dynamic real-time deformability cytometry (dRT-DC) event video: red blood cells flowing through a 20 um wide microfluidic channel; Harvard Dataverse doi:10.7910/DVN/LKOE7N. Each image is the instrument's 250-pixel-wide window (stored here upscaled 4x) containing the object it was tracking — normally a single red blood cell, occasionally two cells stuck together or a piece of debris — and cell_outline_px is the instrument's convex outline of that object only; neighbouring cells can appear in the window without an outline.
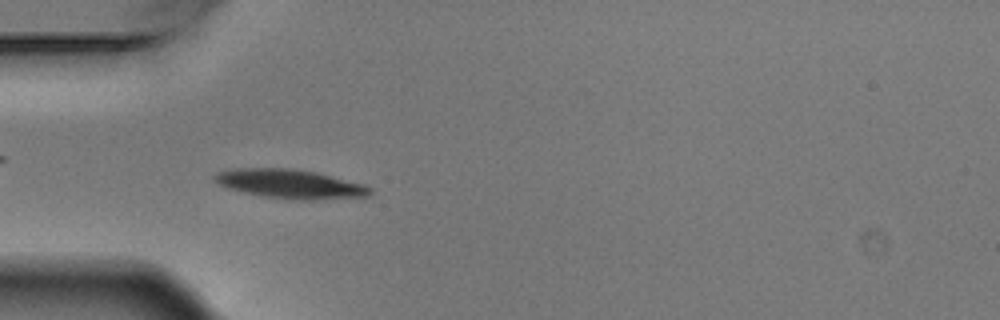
{"species": "Egyptian fruit bat (a non-hibernating species)", "species_latin": "Rousettus aegyptiacus", "temperature_condition": "warm", "stored_images_in_passage": 8, "camera_frame_rate_fps": 3000, "um_per_image_px": 0.085, "animal": {"sex": "male"}, "frame": {"image": 1, "passage_image": 4, "time_ms": 1.0, "image_size_px": [1000, 320], "cell_outline_px": [[372, 192], [368, 196], [312, 200], [300, 200], [264, 196], [244, 192], [228, 188], [216, 184], [212, 180], [212, 176], [216, 172], [236, 168], [288, 168], [316, 172], [364, 184], [372, 188]], "centroid_in_image_um": [24.62, 15.63], "position_along_channel_um": 60.4, "area_um2": 26.36}}
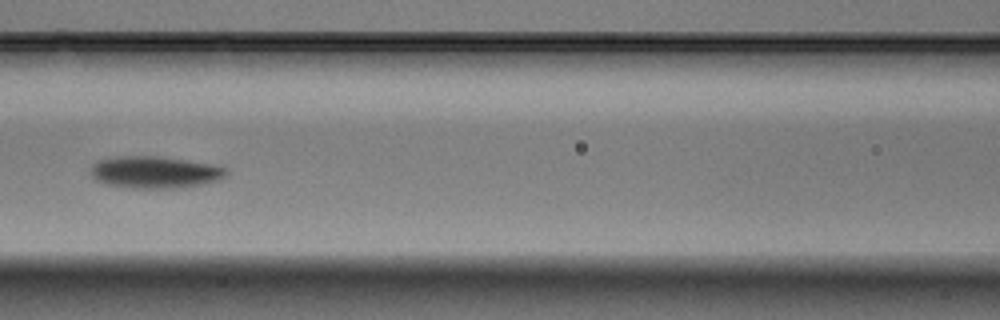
{"frame": {"image": 2, "passage_image": 6, "time_ms": 1.667, "image_size_px": [1000, 320], "cell_outline_px": [[228, 172], [220, 180], [204, 184], [176, 188], [136, 188], [104, 184], [96, 180], [88, 172], [92, 164], [96, 160], [116, 156], [160, 156], [212, 164], [228, 168]], "centroid_in_image_um": [13.13, 14.63], "position_along_channel_um": 153.5, "area_um2": 25.61}}
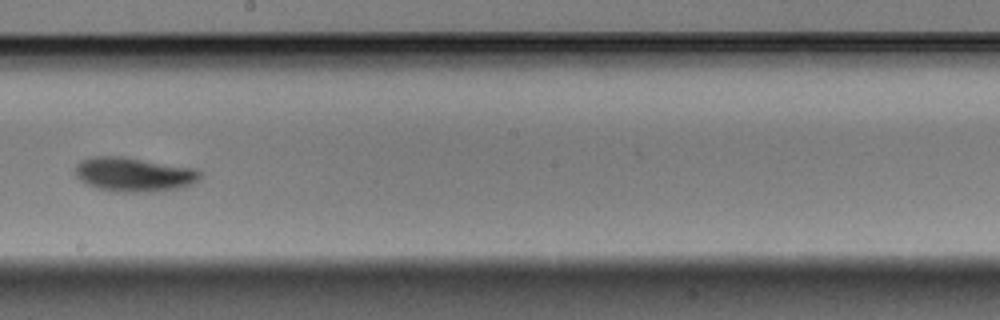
{"frame": {"image": 3, "passage_image": 8, "time_ms": 2.333, "image_size_px": [1000, 320], "cell_outline_px": [[204, 172], [192, 184], [180, 188], [156, 192], [112, 192], [96, 188], [80, 180], [72, 172], [76, 164], [80, 160], [92, 156], [124, 156], [196, 168]], "centroid_in_image_um": [11.36, 14.82], "position_along_channel_um": 236.8, "area_um2": 25.55}}